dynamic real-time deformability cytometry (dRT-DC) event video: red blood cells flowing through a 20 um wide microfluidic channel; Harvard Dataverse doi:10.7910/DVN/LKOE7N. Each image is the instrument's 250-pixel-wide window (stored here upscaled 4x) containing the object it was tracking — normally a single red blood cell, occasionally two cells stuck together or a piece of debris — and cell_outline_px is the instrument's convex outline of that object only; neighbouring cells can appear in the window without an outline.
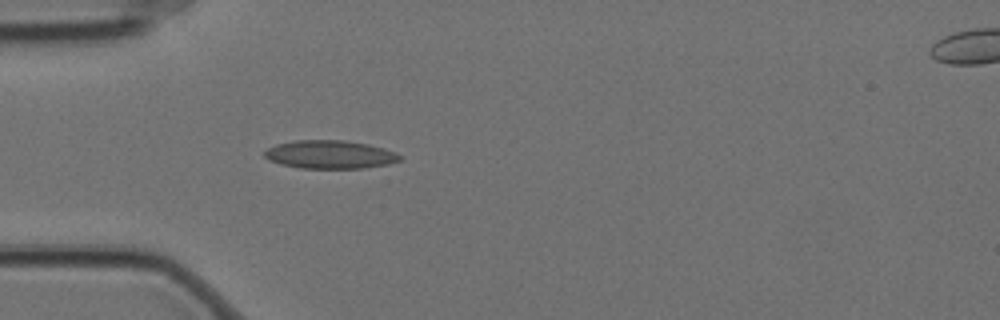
{"species": "Egyptian fruit bat (a non-hibernating species)", "species_latin": "Rousettus aegyptiacus", "temperature_condition": "cold", "stored_images_in_passage": 4, "segment_of_instrument_passage": [1, 2], "camera_frame_rate_fps": 3000, "um_per_image_px": 0.085, "animal": {"sex": "female"}, "frame": {"image": 1, "passage_image": 3, "time_ms": 0.667, "image_size_px": [1000, 320], "cell_outline_px": [[404, 156], [400, 160], [388, 164], [364, 168], [300, 168], [280, 164], [268, 160], [264, 156], [264, 152], [268, 148], [276, 144], [296, 140], [344, 140], [368, 144], [384, 148], [396, 152]], "centroid_in_image_um": [28.06, 13.13], "position_along_channel_um": 56.9, "area_um2": 22.43}}